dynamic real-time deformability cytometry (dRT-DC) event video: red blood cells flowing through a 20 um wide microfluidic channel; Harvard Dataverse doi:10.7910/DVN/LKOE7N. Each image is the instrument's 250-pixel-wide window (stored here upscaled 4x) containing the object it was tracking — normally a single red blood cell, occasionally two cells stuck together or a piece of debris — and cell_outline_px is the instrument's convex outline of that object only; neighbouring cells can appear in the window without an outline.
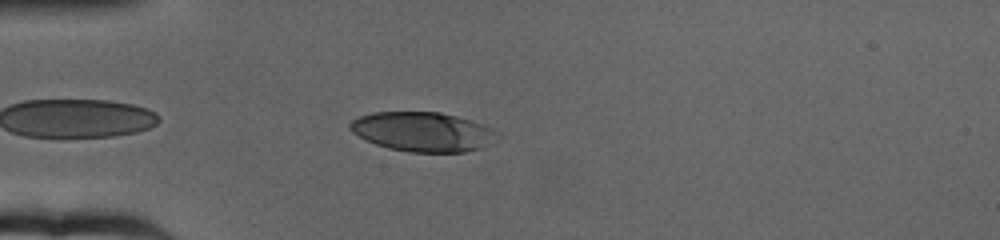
{"species": "human", "species_latin": "Homo sapiens", "temperature_condition": "cold", "stored_images_in_passage": 47, "camera_frame_rate_fps": 3000, "um_per_image_px": 0.085, "donor": {"sex": "female"}, "frame": {"image": 1, "passage_image": 4, "time_ms": 1.0, "image_size_px": [1000, 240], "cell_outline_px": [[500, 136], [480, 148], [464, 152], [408, 152], [388, 148], [376, 144], [352, 132], [348, 128], [348, 124], [352, 120], [360, 116], [372, 112], [440, 112], [456, 116], [484, 124], [500, 132]], "centroid_in_image_um": [35.94, 11.19], "position_along_channel_um": 49.1, "area_um2": 33.87}}
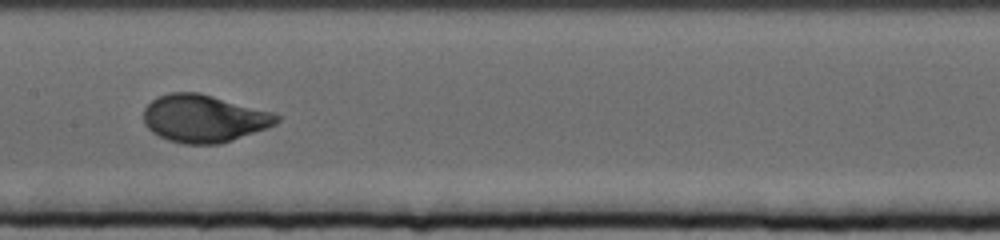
{"frame": {"image": 2, "passage_image": 19, "time_ms": 6.0, "image_size_px": [1000, 240], "cell_outline_px": [[280, 120], [276, 124], [268, 128], [220, 144], [184, 144], [168, 140], [152, 132], [144, 124], [144, 108], [156, 96], [168, 92], [200, 92], [272, 112], [280, 116]], "centroid_in_image_um": [17.33, 10.06], "position_along_channel_um": 190.1, "area_um2": 37.05}}
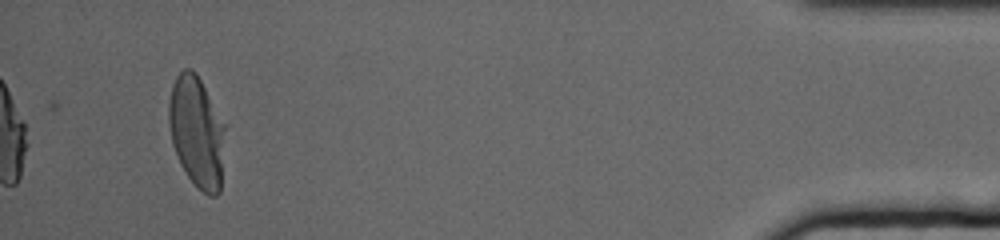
{"frame": {"image": 3, "passage_image": 47, "time_ms": 15.333, "image_size_px": [1000, 240], "cell_outline_px": [[224, 128], [220, 192], [216, 196], [208, 196], [188, 176], [180, 164], [172, 144], [168, 124], [168, 104], [172, 84], [176, 76], [184, 68], [188, 68], [196, 72], [224, 124]], "centroid_in_image_um": [16.68, 11.19], "position_along_channel_um": 418.5, "area_um2": 36.01}, "authors_computed_cell_mechanics": {"area_um2": 36.3562, "velocity_mm_per_s": 3.153, "shape_relaxation_time_tau1_ms": 3.4305, "shape_relaxation_time_tau2_ms": null, "deformation_change_tau1": 0.1927, "deformation_change_tau2": null}}